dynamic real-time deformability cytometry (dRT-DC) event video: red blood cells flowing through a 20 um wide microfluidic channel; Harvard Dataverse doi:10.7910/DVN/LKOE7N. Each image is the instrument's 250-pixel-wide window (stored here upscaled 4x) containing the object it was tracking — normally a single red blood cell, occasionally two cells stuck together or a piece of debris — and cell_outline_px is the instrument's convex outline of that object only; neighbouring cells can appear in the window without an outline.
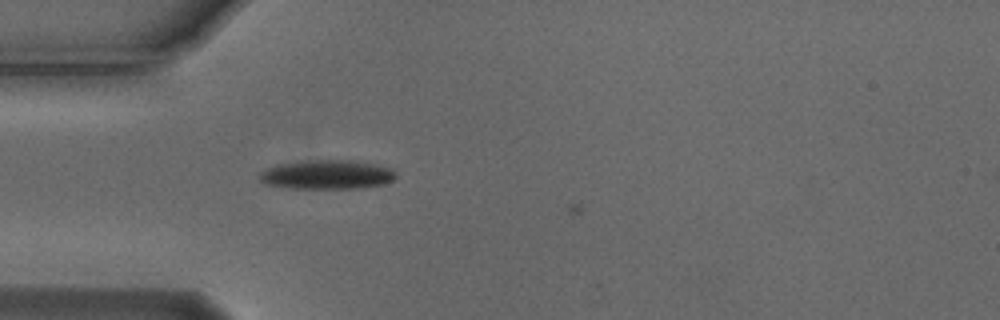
{"species": "Egyptian fruit bat (a non-hibernating species)", "species_latin": "Rousettus aegyptiacus", "temperature_condition": "cold", "stored_images_in_passage": 5, "camera_frame_rate_fps": 3000, "um_per_image_px": 0.085, "animal": {"sex": "male"}, "frame": {"image": 1, "passage_image": 4, "time_ms": 1.0, "image_size_px": [1000, 320], "cell_outline_px": [[396, 176], [392, 180], [384, 184], [356, 188], [288, 188], [264, 184], [260, 180], [260, 172], [268, 168], [280, 164], [316, 160], [352, 160], [376, 164], [392, 168], [396, 172]], "centroid_in_image_um": [27.82, 14.84], "position_along_channel_um": 57.2, "area_um2": 23.0}}